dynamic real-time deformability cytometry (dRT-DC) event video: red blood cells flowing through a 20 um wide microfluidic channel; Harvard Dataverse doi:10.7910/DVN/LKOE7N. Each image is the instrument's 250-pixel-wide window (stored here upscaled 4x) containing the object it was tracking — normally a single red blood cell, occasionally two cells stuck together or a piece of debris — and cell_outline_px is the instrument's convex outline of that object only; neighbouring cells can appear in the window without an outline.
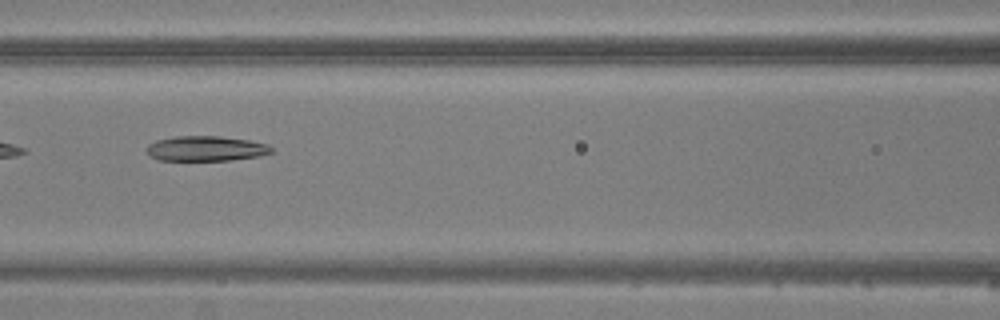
{"species": "common noctule bat (a hibernating species)", "species_latin": "Nyctalus noctula", "temperature_condition": "warm", "stored_images_in_passage": 3, "camera_frame_rate_fps": 3000, "um_per_image_px": 0.085, "animal": {"sex": "male", "body_mass_g": 20.5, "forearm_length_mm": 52.5}, "frame": {"image": 1, "passage_image": 3, "time_ms": 2.0, "image_size_px": [1000, 320], "cell_outline_px": [[272, 152], [260, 156], [232, 160], [156, 160], [148, 152], [148, 144], [156, 140], [176, 136], [220, 136], [248, 140], [268, 144], [272, 148]], "centroid_in_image_um": [17.52, 12.62], "position_along_channel_um": 149.1, "area_um2": 18.15}}